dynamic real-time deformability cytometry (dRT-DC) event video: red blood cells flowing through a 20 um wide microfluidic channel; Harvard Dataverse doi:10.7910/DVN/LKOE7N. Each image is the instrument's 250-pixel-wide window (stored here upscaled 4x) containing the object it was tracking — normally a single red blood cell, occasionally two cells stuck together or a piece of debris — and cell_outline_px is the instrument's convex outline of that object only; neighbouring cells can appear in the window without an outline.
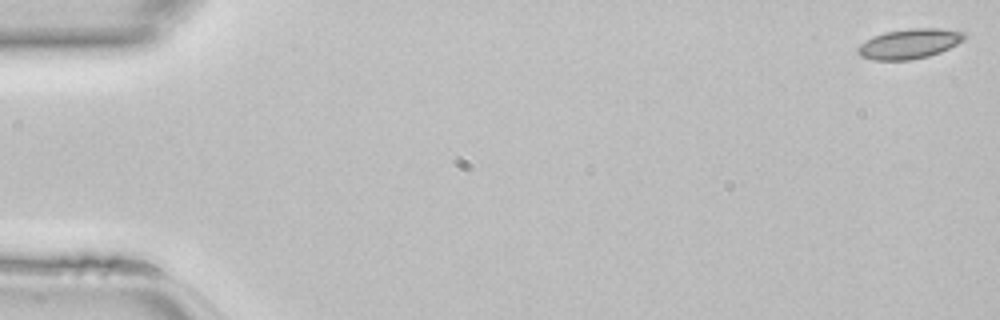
{"species": "common noctule bat (a hibernating species)", "species_latin": "Nyctalus noctula", "temperature_condition": "room temperature", "stored_images_in_passage": 47, "camera_frame_rate_fps": 3000, "um_per_image_px": 0.085, "animal": {"sex": "female", "body_mass_g": 22.7, "forearm_length_mm": 54.2}, "frame": {"image": 1, "passage_image": 1, "time_ms": 0.0, "image_size_px": [1000, 320], "cell_outline_px": [[968, 36], [964, 40], [940, 52], [928, 56], [908, 60], [872, 60], [860, 56], [856, 52], [856, 48], [860, 44], [872, 36], [884, 32], [908, 28], [940, 28], [964, 32]], "centroid_in_image_um": [77.27, 3.71], "position_along_channel_um": 7.7, "area_um2": 18.73}}
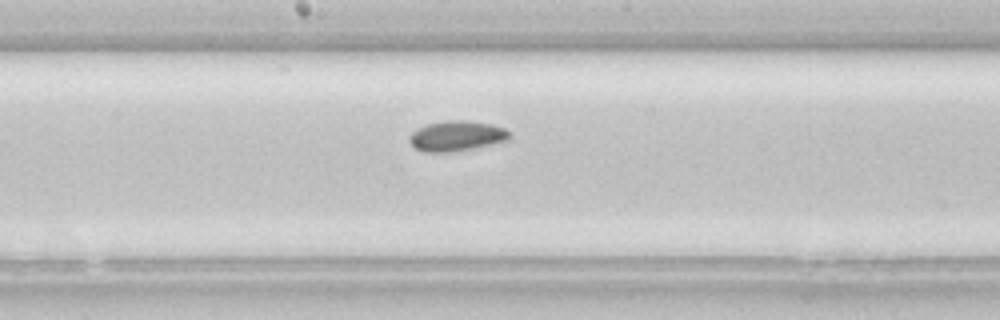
{"frame": {"image": 2, "passage_image": 25, "time_ms": 8.0, "image_size_px": [1000, 320], "cell_outline_px": [[512, 136], [508, 140], [472, 148], [452, 152], [424, 152], [416, 148], [408, 140], [408, 136], [416, 128], [428, 124], [444, 120], [464, 120], [492, 124], [504, 128], [512, 132]], "centroid_in_image_um": [38.81, 11.54], "position_along_channel_um": 209.4, "area_um2": 17.74}}
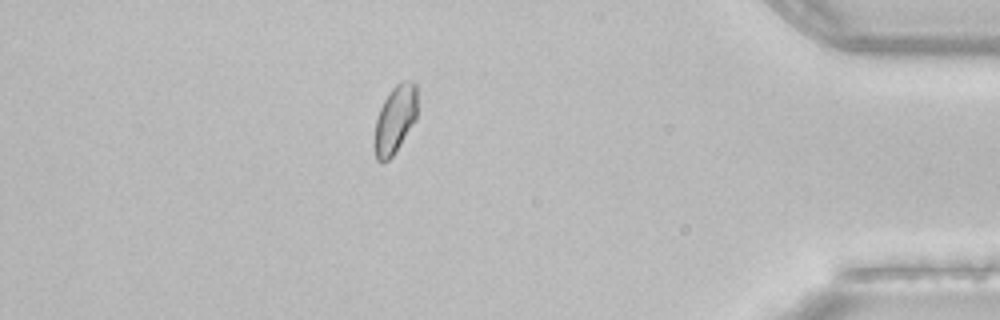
{"frame": {"image": 3, "passage_image": 41, "time_ms": 13.333, "image_size_px": [1000, 320], "cell_outline_px": [[416, 120], [396, 152], [388, 160], [380, 164], [376, 160], [372, 148], [372, 140], [376, 120], [380, 108], [388, 92], [396, 84], [404, 80], [412, 80], [416, 84]], "centroid_in_image_um": [33.53, 10.21], "position_along_channel_um": 401.7, "area_um2": 17.51}}